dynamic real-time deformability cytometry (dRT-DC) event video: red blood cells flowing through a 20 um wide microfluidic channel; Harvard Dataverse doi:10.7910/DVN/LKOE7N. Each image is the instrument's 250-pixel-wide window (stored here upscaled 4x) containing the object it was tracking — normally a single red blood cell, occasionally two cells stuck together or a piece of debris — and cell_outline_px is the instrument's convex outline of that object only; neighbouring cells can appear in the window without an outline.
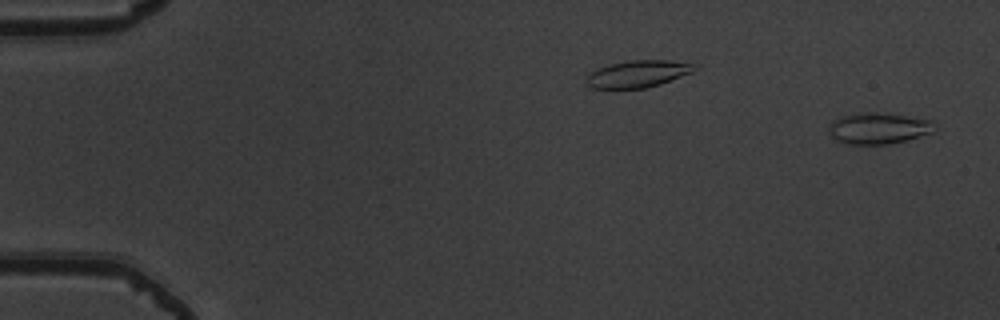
{"species": "common noctule bat (a hibernating species)", "species_latin": "Nyctalus noctula", "temperature_condition": "warm", "stored_images_in_passage": 10, "camera_frame_rate_fps": 3000, "um_per_image_px": 0.085, "animal": {"sex": "male", "body_mass_g": 19.5, "forearm_length_mm": 54.6}, "frame": {"image": 1, "passage_image": 2, "time_ms": 0.333, "image_size_px": [1000, 320], "cell_outline_px": [[932, 132], [904, 140], [888, 144], [848, 144], [836, 140], [828, 132], [828, 124], [832, 120], [844, 116], [860, 112], [876, 112], [932, 120]], "centroid_in_image_um": [74.57, 10.9], "position_along_channel_um": 10.4, "area_um2": 18.9}}